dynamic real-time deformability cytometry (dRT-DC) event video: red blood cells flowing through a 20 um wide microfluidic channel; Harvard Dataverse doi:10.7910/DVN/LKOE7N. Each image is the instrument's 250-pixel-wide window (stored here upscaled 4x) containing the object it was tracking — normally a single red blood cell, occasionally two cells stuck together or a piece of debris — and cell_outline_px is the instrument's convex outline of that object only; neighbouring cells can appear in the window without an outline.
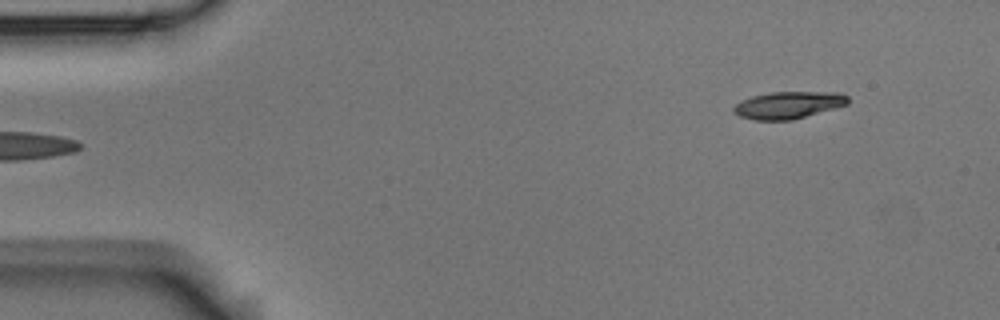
{"species": "Egyptian fruit bat (a non-hibernating species)", "species_latin": "Rousettus aegyptiacus", "temperature_condition": "room temperature", "stored_images_in_passage": 5, "segment_of_instrument_passage": [2, 2], "camera_frame_rate_fps": 3000, "um_per_image_px": 0.085, "animal": {"sex": "male"}, "frame": {"image": 1, "passage_image": 5, "time_ms": 1.333, "image_size_px": [1000, 320], "cell_outline_px": [[848, 104], [792, 120], [756, 120], [740, 116], [732, 112], [732, 108], [740, 100], [752, 96], [768, 92], [840, 92], [848, 96]], "centroid_in_image_um": [66.98, 8.92], "position_along_channel_um": 18.0, "area_um2": 18.09}}